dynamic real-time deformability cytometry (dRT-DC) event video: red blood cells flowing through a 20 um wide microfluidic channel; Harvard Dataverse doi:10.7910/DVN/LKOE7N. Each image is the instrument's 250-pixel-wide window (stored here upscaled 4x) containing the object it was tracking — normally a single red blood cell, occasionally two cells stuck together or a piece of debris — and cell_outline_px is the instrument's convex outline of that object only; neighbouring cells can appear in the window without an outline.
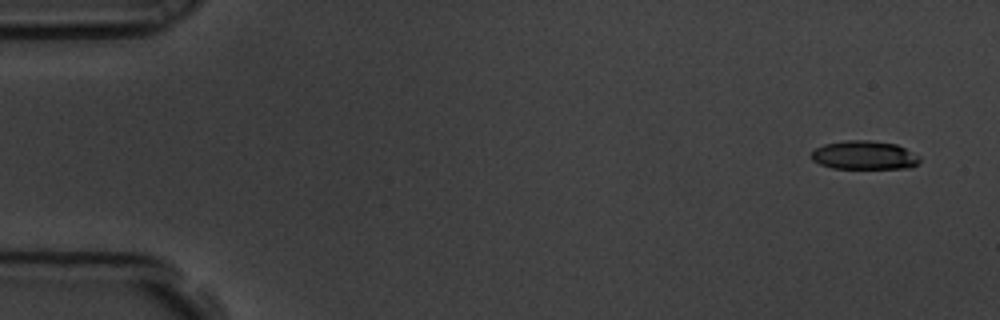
{"species": "common noctule bat (a hibernating species)", "species_latin": "Nyctalus noctula", "temperature_condition": "room temperature", "stored_images_in_passage": 5, "camera_frame_rate_fps": 3000, "um_per_image_px": 0.085, "animal": {"sex": "male", "body_mass_g": 19.5, "forearm_length_mm": 54.6}, "frame": {"image": 1, "passage_image": 1, "time_ms": 0.0, "image_size_px": [1000, 320], "cell_outline_px": [[920, 160], [912, 168], [832, 168], [820, 164], [812, 160], [812, 152], [816, 148], [824, 144], [844, 140], [868, 140], [896, 144], [920, 156]], "centroid_in_image_um": [73.46, 13.19], "position_along_channel_um": 11.5, "area_um2": 18.03}}
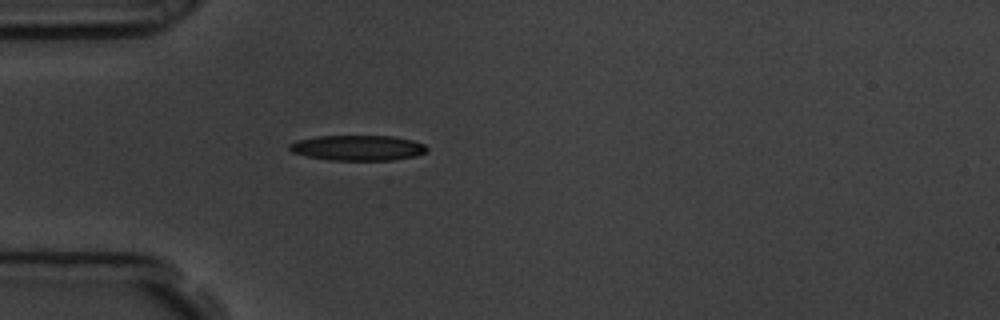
{"frame": {"image": 2, "passage_image": 5, "time_ms": 1.333, "image_size_px": [1000, 320], "cell_outline_px": [[428, 148], [424, 152], [416, 156], [392, 160], [328, 160], [308, 156], [292, 152], [288, 148], [288, 144], [300, 140], [316, 136], [392, 136], [412, 140], [424, 144]], "centroid_in_image_um": [30.41, 12.57], "position_along_channel_um": 54.6, "area_um2": 20.17}}